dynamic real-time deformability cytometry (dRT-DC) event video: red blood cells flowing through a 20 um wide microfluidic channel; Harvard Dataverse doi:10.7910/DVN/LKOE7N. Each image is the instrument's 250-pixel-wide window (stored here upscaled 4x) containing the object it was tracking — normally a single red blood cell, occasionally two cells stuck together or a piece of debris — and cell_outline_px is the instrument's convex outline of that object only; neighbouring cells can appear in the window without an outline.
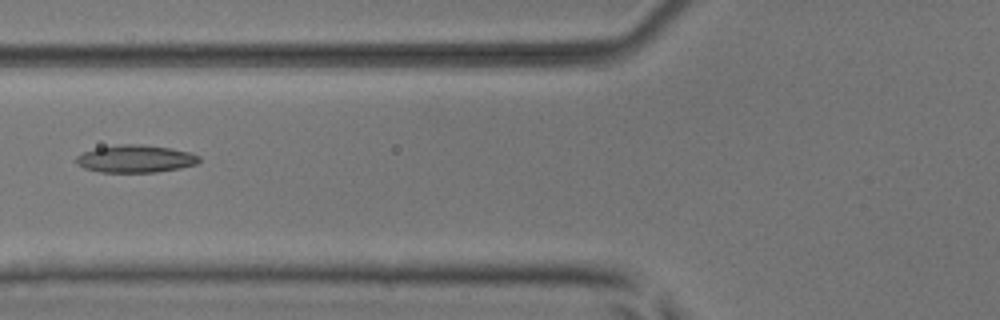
{"species": "common noctule bat (a hibernating species)", "species_latin": "Nyctalus noctula", "temperature_condition": "room temperature", "stored_images_in_passage": 6, "camera_frame_rate_fps": 3000, "um_per_image_px": 0.085, "animal": {"sex": "male", "body_mass_g": 17.9, "forearm_length_mm": 54.2}, "frame": {"image": 1, "passage_image": 6, "time_ms": 1.667, "image_size_px": [1000, 320], "cell_outline_px": [[200, 160], [196, 164], [180, 168], [156, 172], [100, 172], [84, 168], [76, 164], [76, 156], [84, 152], [96, 148], [120, 144], [140, 144], [172, 148], [188, 152], [200, 156]], "centroid_in_image_um": [11.51, 13.5], "position_along_channel_um": 114.3, "area_um2": 19.71}}